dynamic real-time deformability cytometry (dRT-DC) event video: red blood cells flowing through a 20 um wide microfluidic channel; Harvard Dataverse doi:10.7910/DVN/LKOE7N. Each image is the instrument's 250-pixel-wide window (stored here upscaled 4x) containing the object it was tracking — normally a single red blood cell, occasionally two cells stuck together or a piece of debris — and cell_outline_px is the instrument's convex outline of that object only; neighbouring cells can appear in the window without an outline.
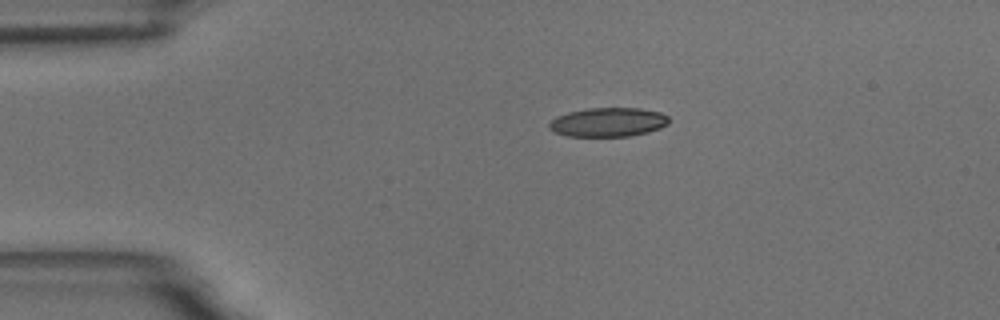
{"species": "common noctule bat (a hibernating species)", "species_latin": "Nyctalus noctula", "temperature_condition": "room temperature", "stored_images_in_passage": 47, "camera_frame_rate_fps": 3000, "um_per_image_px": 0.085, "animal": {"sex": "male", "body_mass_g": 18.8}, "frame": {"image": 1, "passage_image": 1, "time_ms": 0.0, "image_size_px": [1000, 320], "cell_outline_px": [[668, 124], [660, 128], [648, 132], [632, 136], [568, 136], [556, 132], [548, 128], [548, 124], [556, 116], [568, 112], [588, 108], [640, 108], [660, 112], [668, 116]], "centroid_in_image_um": [51.69, 10.38], "position_along_channel_um": 33.3, "area_um2": 20.29}}
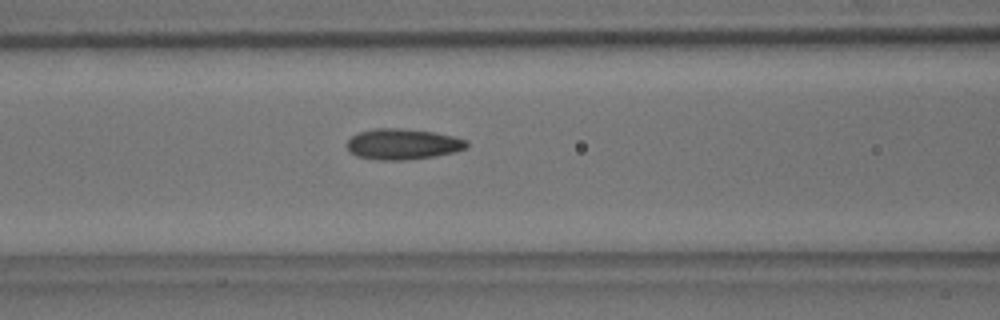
{"frame": {"image": 2, "passage_image": 13, "time_ms": 4.0, "image_size_px": [1000, 320], "cell_outline_px": [[468, 144], [464, 148], [452, 152], [436, 156], [408, 160], [376, 160], [356, 156], [348, 152], [348, 140], [352, 136], [360, 132], [376, 128], [400, 128], [432, 132], [452, 136], [468, 140]], "centroid_in_image_um": [34.2, 12.26], "position_along_channel_um": 132.4, "area_um2": 21.39}}
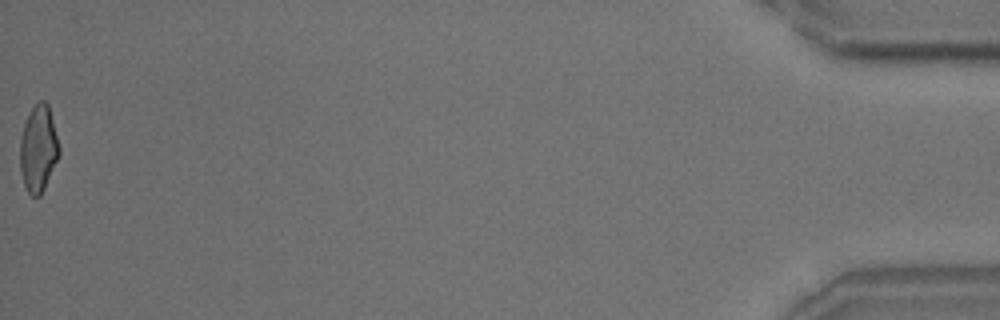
{"frame": {"image": 3, "passage_image": 47, "time_ms": 15.333, "image_size_px": [1000, 320], "cell_outline_px": [[60, 152], [44, 188], [40, 196], [32, 196], [28, 192], [24, 184], [20, 172], [20, 136], [24, 124], [32, 108], [40, 100], [44, 100], [48, 104], [60, 148]], "centroid_in_image_um": [3.24, 12.64], "position_along_channel_um": 432.0, "area_um2": 19.48}, "authors_computed_cell_mechanics": {"area_um2": 20.6346, "velocity_mm_per_s": 3.5245, "shape_relaxation_time_tau1_ms": 6.3351, "shape_relaxation_time_tau2_ms": 2.1491, "deformation_change_tau1": 0.1653, "deformation_change_tau2": 0.0933}}